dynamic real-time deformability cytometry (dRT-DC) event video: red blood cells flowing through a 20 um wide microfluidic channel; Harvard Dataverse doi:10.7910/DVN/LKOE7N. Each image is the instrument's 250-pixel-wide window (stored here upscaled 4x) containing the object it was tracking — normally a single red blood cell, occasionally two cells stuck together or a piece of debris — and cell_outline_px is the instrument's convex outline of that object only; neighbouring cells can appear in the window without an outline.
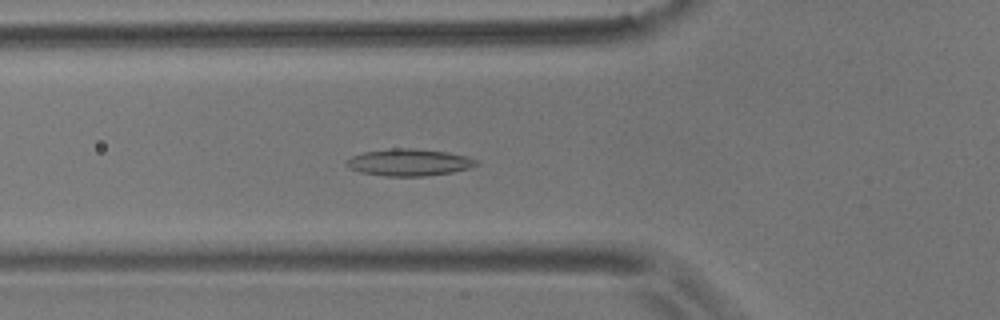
{"species": "common noctule bat (a hibernating species)", "species_latin": "Nyctalus noctula", "temperature_condition": "room temperature", "stored_images_in_passage": 53, "camera_frame_rate_fps": 3000, "um_per_image_px": 0.085, "animal": {"sex": "male", "body_mass_g": 17.9}, "frame": {"image": 1, "passage_image": 16, "time_ms": 5.0, "image_size_px": [1000, 320], "cell_outline_px": [[480, 164], [472, 168], [452, 172], [424, 176], [388, 176], [360, 172], [348, 168], [348, 160], [352, 156], [364, 152], [392, 148], [412, 148], [448, 152], [468, 156], [480, 160]], "centroid_in_image_um": [34.86, 13.8], "position_along_channel_um": 90.9, "area_um2": 20.46}}
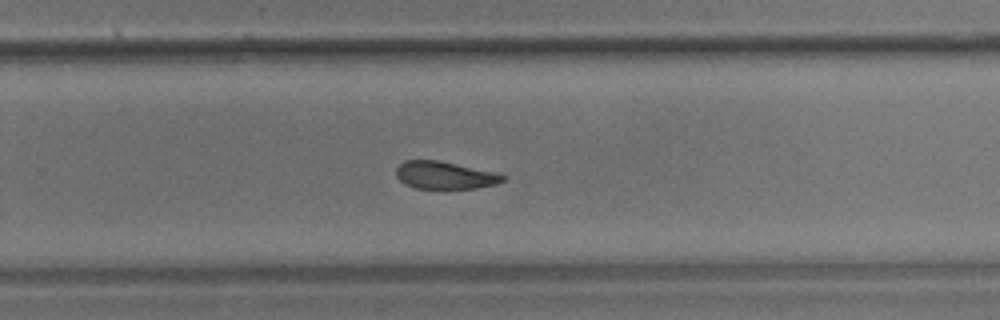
{"frame": {"image": 2, "passage_image": 33, "time_ms": 10.667, "image_size_px": [1000, 320], "cell_outline_px": [[504, 180], [496, 184], [476, 188], [416, 188], [404, 184], [396, 176], [396, 168], [404, 160], [440, 160], [492, 172], [504, 176]], "centroid_in_image_um": [37.74, 14.89], "position_along_channel_um": 292.1, "area_um2": 16.88}}
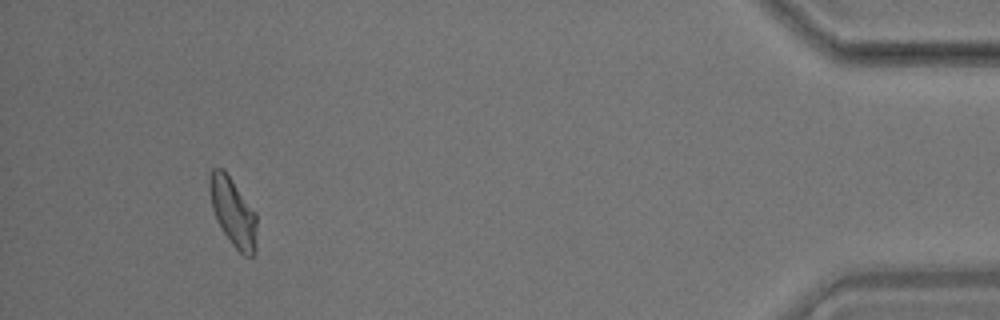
{"frame": {"image": 3, "passage_image": 49, "time_ms": 16.0, "image_size_px": [1000, 320], "cell_outline_px": [[256, 252], [252, 256], [244, 256], [232, 244], [216, 220], [212, 208], [208, 184], [208, 176], [212, 168], [224, 168], [256, 212]], "centroid_in_image_um": [19.8, 17.99], "position_along_channel_um": 415.4, "area_um2": 19.02}, "authors_computed_cell_mechanics": {"area_um2": 18.785, "velocity_mm_per_s": 3.5421, "shape_relaxation_time_tau1_ms": 10.9525, "shape_relaxation_time_tau2_ms": 3.756, "deformation_change_tau1": 0.1936, "deformation_change_tau2": 0.1013}}